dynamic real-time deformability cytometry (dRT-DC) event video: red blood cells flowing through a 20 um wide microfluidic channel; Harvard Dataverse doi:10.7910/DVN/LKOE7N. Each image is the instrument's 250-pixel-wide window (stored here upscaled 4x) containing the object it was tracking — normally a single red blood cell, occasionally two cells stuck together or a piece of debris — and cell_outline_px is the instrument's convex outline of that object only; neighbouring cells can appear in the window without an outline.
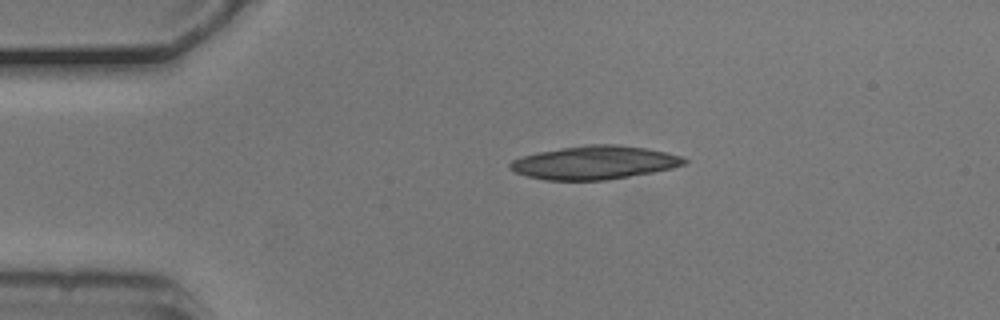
{"species": "common noctule bat (a hibernating species)", "species_latin": "Nyctalus noctula", "temperature_condition": "cold", "stored_images_in_passage": 3, "camera_frame_rate_fps": 3000, "um_per_image_px": 0.085, "animal": {"sex": "male", "body_mass_g": 20.5, "forearm_length_mm": 52.5}, "frame": {"image": 1, "passage_image": 3, "time_ms": 0.667, "image_size_px": [1000, 320], "cell_outline_px": [[688, 160], [684, 164], [672, 168], [652, 172], [604, 180], [544, 180], [528, 176], [516, 172], [508, 168], [508, 164], [512, 160], [524, 156], [540, 152], [560, 148], [588, 144], [616, 144], [644, 148], [664, 152], [680, 156]], "centroid_in_image_um": [50.5, 13.82], "position_along_channel_um": 34.5, "area_um2": 33.52}}